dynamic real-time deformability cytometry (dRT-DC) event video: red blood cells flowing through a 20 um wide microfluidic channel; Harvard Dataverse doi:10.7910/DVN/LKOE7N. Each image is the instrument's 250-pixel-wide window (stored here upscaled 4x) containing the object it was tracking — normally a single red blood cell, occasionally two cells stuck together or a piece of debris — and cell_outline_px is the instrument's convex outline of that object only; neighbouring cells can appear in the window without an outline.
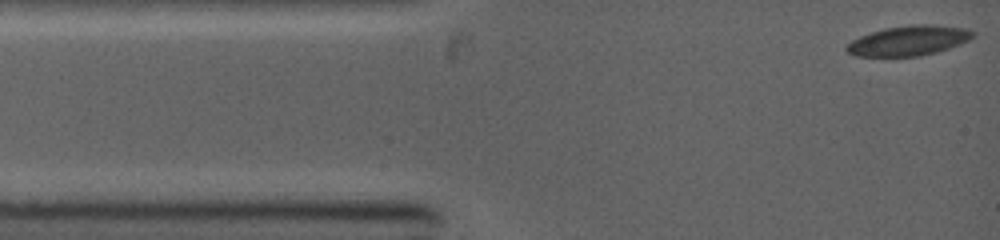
{"species": "common noctule bat (a hibernating species)", "species_latin": "Nyctalus noctula", "temperature_condition": "warm", "stored_images_in_passage": 40, "camera_frame_rate_fps": 5000, "um_per_image_px": 0.085, "animal": {"sex": "female", "body_mass_g": 19.0, "forearm_length_mm": 53.3}, "frame": {"image": 1, "passage_image": 1, "time_ms": 0.0, "image_size_px": [1000, 240], "cell_outline_px": [[976, 32], [968, 40], [960, 44], [936, 52], [920, 56], [856, 56], [848, 52], [844, 48], [852, 40], [860, 36], [884, 28], [908, 24], [936, 24], [964, 28]], "centroid_in_image_um": [77.23, 3.44], "position_along_channel_um": 7.8, "area_um2": 22.02}}
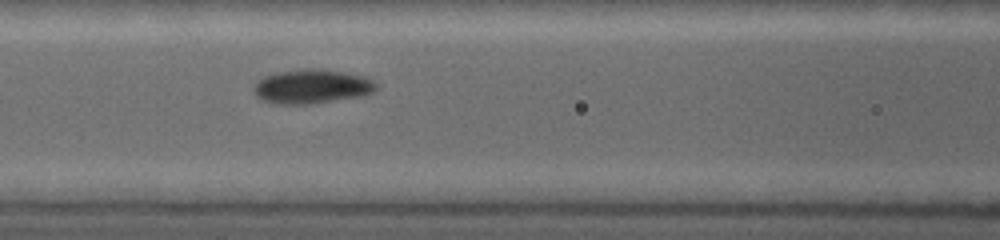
{"frame": {"image": 2, "passage_image": 23, "time_ms": 4.2, "image_size_px": [1000, 240], "cell_outline_px": [[376, 88], [372, 92], [360, 96], [308, 104], [276, 104], [260, 100], [256, 96], [256, 80], [264, 76], [276, 72], [304, 68], [320, 68], [344, 72], [364, 76], [372, 80], [376, 84]], "centroid_in_image_um": [26.47, 7.34], "position_along_channel_um": 140.1, "area_um2": 24.33}}
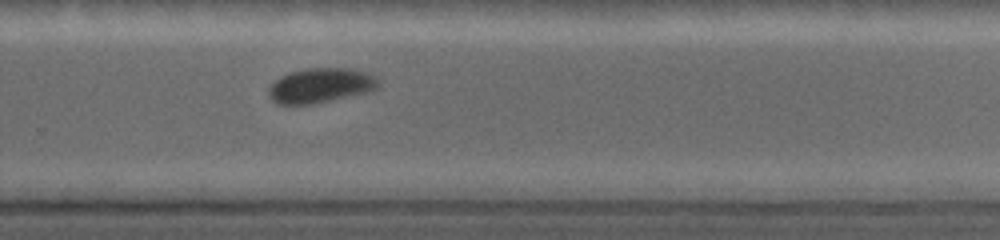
{"frame": {"image": 3, "passage_image": 40, "time_ms": 7.8, "image_size_px": [1000, 240], "cell_outline_px": [[380, 84], [376, 88], [368, 92], [312, 104], [276, 104], [268, 96], [268, 88], [280, 76], [292, 72], [308, 68], [352, 68], [368, 72], [376, 76], [380, 80]], "centroid_in_image_um": [27.27, 7.26], "position_along_channel_um": 302.5, "area_um2": 22.31}}